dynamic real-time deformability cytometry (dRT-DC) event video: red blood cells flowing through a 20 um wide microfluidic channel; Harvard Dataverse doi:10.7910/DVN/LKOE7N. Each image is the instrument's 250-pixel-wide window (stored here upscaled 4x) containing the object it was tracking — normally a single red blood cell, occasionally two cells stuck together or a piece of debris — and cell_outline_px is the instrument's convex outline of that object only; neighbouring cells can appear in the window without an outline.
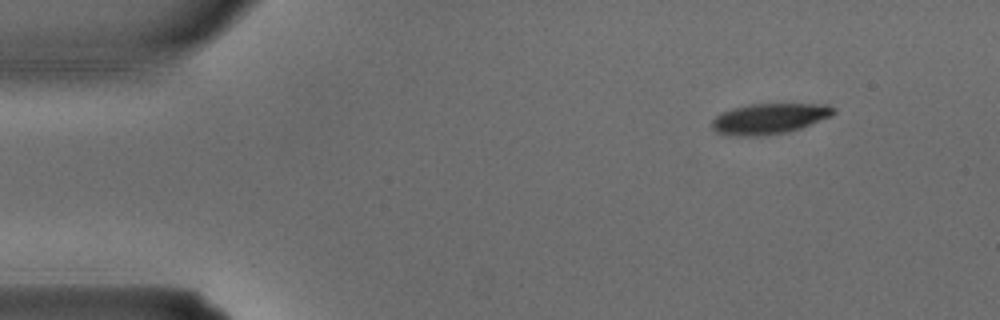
{"species": "common noctule bat (a hibernating species)", "species_latin": "Nyctalus noctula", "temperature_condition": "warm", "stored_images_in_passage": 3, "camera_frame_rate_fps": 3000, "um_per_image_px": 0.085, "animal": {"sex": "male", "body_mass_g": 15.6}, "frame": {"image": 1, "passage_image": 1, "time_ms": 0.0, "image_size_px": [1000, 320], "cell_outline_px": [[836, 112], [832, 116], [800, 128], [788, 132], [760, 136], [736, 136], [716, 132], [712, 128], [712, 120], [720, 112], [732, 108], [752, 104], [828, 104], [836, 108]], "centroid_in_image_um": [65.4, 10.08], "position_along_channel_um": 19.6, "area_um2": 21.79}}
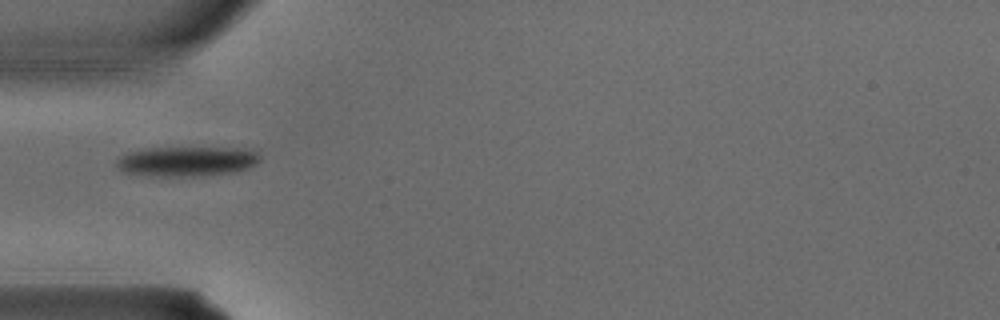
{"frame": {"image": 2, "passage_image": 3, "time_ms": 0.667, "image_size_px": [1000, 320], "cell_outline_px": [[260, 160], [256, 164], [248, 168], [236, 172], [200, 176], [144, 176], [124, 172], [116, 168], [116, 160], [120, 156], [128, 152], [144, 148], [252, 148], [260, 156]], "centroid_in_image_um": [15.87, 13.72], "position_along_channel_um": 69.1, "area_um2": 25.37}}